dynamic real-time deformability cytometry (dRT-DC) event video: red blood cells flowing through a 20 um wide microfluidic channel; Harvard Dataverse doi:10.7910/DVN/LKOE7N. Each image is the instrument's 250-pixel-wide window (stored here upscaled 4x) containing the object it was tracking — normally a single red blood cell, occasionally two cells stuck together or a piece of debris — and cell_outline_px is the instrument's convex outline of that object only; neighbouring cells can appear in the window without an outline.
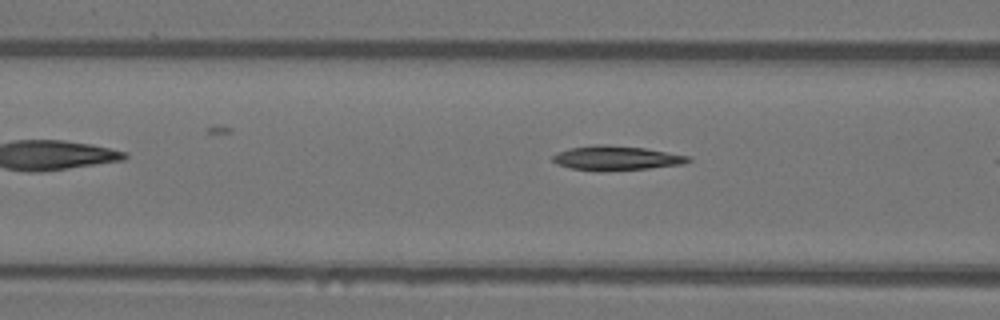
{"species": "Egyptian fruit bat (a non-hibernating species)", "species_latin": "Rousettus aegyptiacus", "temperature_condition": "warm", "stored_images_in_passage": 6, "camera_frame_rate_fps": 3000, "um_per_image_px": 0.085, "animal": {"sex": "female"}, "frame": {"image": 1, "passage_image": 4, "time_ms": 1.0, "image_size_px": [1000, 320], "cell_outline_px": [[692, 160], [684, 164], [648, 168], [600, 172], [572, 168], [556, 164], [552, 160], [552, 156], [556, 152], [568, 148], [596, 144], [604, 144], [644, 148], [692, 156]], "centroid_in_image_um": [52.37, 13.44], "position_along_channel_um": 114.2, "area_um2": 19.54}}